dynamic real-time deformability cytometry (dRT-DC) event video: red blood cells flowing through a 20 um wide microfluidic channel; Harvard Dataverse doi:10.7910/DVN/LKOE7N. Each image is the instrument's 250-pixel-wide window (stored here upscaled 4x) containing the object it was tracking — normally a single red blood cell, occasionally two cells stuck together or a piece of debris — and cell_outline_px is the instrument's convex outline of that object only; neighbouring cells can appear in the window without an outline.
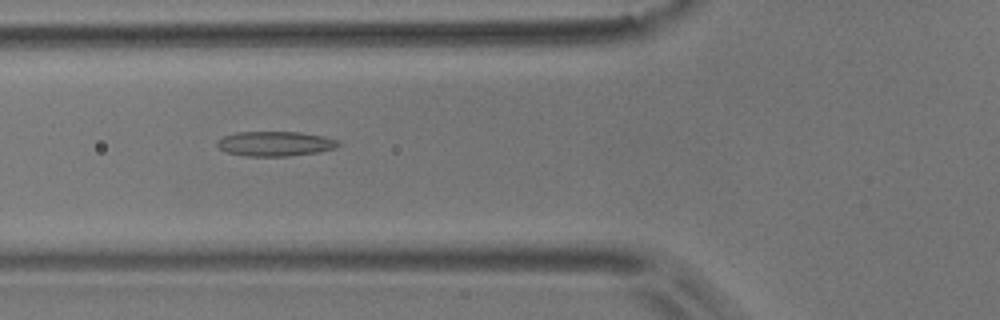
{"species": "common noctule bat (a hibernating species)", "species_latin": "Nyctalus noctula", "temperature_condition": "room temperature", "stored_images_in_passage": 38, "camera_frame_rate_fps": 3000, "um_per_image_px": 0.085, "animal": {"sex": "male", "body_mass_g": 17.9}, "frame": {"image": 1, "passage_image": 3, "time_ms": 0.667, "image_size_px": [1000, 320], "cell_outline_px": [[340, 144], [336, 148], [320, 152], [288, 156], [244, 156], [224, 152], [216, 144], [216, 140], [224, 136], [236, 132], [300, 132], [324, 136], [340, 140]], "centroid_in_image_um": [23.4, 12.22], "position_along_channel_um": 102.4, "area_um2": 17.74}}
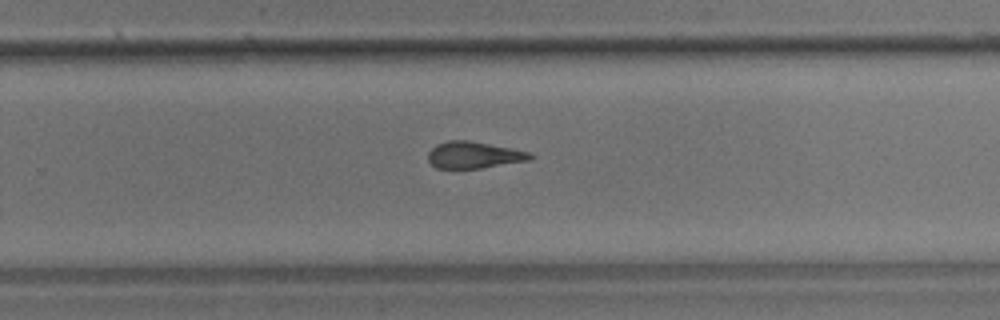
{"frame": {"image": 2, "passage_image": 18, "time_ms": 5.667, "image_size_px": [1000, 320], "cell_outline_px": [[536, 156], [528, 160], [480, 168], [436, 168], [428, 160], [428, 152], [436, 144], [448, 140], [468, 140], [512, 148], [532, 152]], "centroid_in_image_um": [40.29, 13.16], "position_along_channel_um": 289.5, "area_um2": 15.9}}
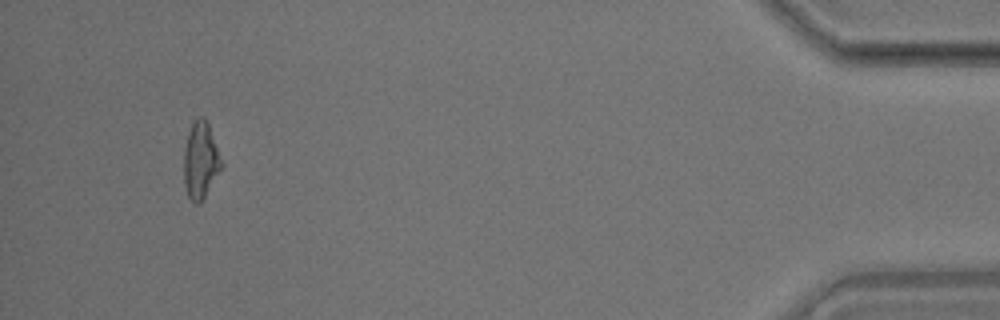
{"frame": {"image": 3, "passage_image": 34, "time_ms": 11.0, "image_size_px": [1000, 320], "cell_outline_px": [[224, 164], [200, 204], [196, 204], [188, 196], [184, 184], [184, 148], [188, 132], [192, 124], [200, 116], [204, 116], [208, 124]], "centroid_in_image_um": [17.05, 13.64], "position_along_channel_um": 418.1, "area_um2": 16.7}}